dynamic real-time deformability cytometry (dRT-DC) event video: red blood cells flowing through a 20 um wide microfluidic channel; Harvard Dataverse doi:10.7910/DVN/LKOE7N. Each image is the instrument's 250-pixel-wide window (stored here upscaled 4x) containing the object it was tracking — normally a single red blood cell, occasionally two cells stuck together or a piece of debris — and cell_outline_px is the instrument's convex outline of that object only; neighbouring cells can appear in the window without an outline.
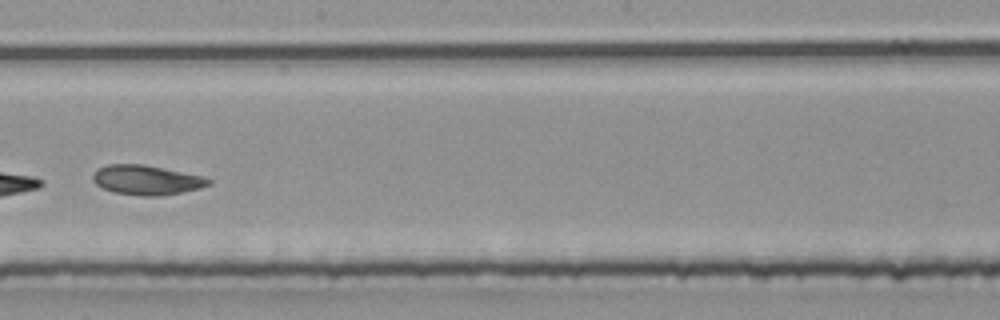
{"species": "common noctule bat (a hibernating species)", "species_latin": "Nyctalus noctula", "temperature_condition": "room temperature", "stored_images_in_passage": 18, "camera_frame_rate_fps": 3000, "um_per_image_px": 0.085, "animal": {"sex": "male", "body_mass_g": 20.4}, "frame": {"image": 1, "passage_image": 13, "time_ms": 4.0, "image_size_px": [1000, 320], "cell_outline_px": [[212, 184], [200, 188], [164, 196], [144, 196], [112, 192], [100, 188], [92, 180], [92, 176], [96, 168], [108, 164], [144, 164], [204, 176], [212, 180]], "centroid_in_image_um": [12.44, 15.3], "position_along_channel_um": 235.8, "area_um2": 20.35}}
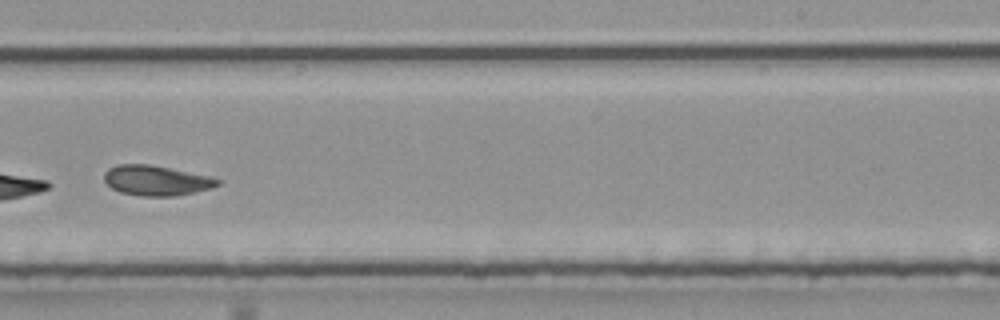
{"frame": {"image": 2, "passage_image": 16, "time_ms": 5.0, "image_size_px": [1000, 320], "cell_outline_px": [[220, 184], [212, 188], [176, 196], [140, 196], [120, 192], [112, 188], [104, 180], [104, 172], [108, 168], [116, 164], [148, 164], [168, 168], [204, 176], [220, 180]], "centroid_in_image_um": [13.21, 15.35], "position_along_channel_um": 275.8, "area_um2": 19.59}}